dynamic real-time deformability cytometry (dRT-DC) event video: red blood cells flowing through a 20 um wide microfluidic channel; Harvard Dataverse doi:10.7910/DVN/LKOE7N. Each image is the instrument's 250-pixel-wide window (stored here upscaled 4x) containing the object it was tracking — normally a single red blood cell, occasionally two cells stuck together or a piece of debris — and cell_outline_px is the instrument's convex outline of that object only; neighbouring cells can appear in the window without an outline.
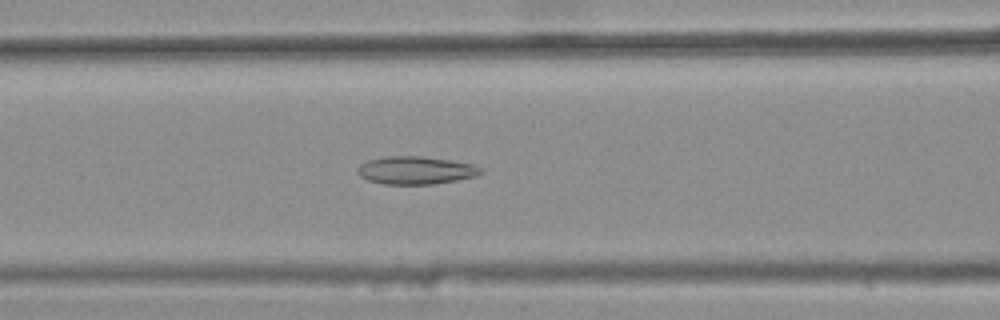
{"species": "common noctule bat (a hibernating species)", "species_latin": "Nyctalus noctula", "temperature_condition": "warm", "stored_images_in_passage": 37, "camera_frame_rate_fps": 3000, "um_per_image_px": 0.085, "animal": {"sex": "female", "body_mass_g": 25.1}, "frame": {"image": 1, "passage_image": 14, "time_ms": 4.333, "image_size_px": [1000, 320], "cell_outline_px": [[484, 172], [476, 176], [436, 184], [384, 184], [368, 180], [360, 176], [356, 172], [356, 168], [360, 164], [368, 160], [384, 156], [420, 156], [448, 160], [472, 164], [480, 168]], "centroid_in_image_um": [35.29, 14.48], "position_along_channel_um": 131.3, "area_um2": 20.0}}
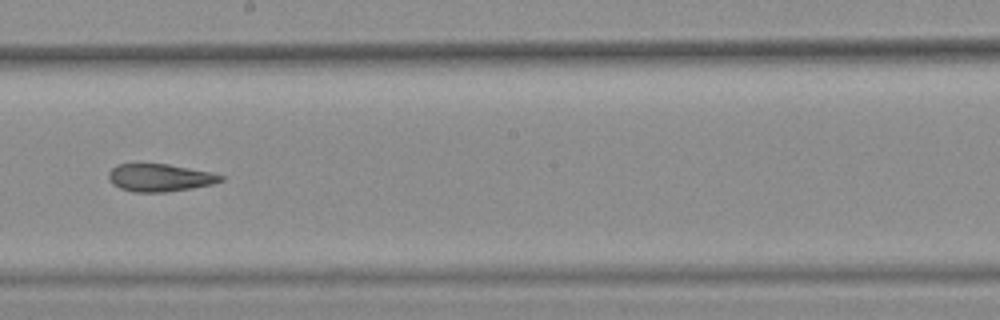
{"frame": {"image": 2, "passage_image": 22, "time_ms": 7.0, "image_size_px": [1000, 320], "cell_outline_px": [[224, 180], [212, 184], [192, 188], [164, 192], [132, 192], [120, 188], [112, 184], [108, 176], [108, 172], [116, 164], [168, 164], [212, 172], [224, 176]], "centroid_in_image_um": [13.58, 15.1], "position_along_channel_um": 234.6, "area_um2": 18.09}}
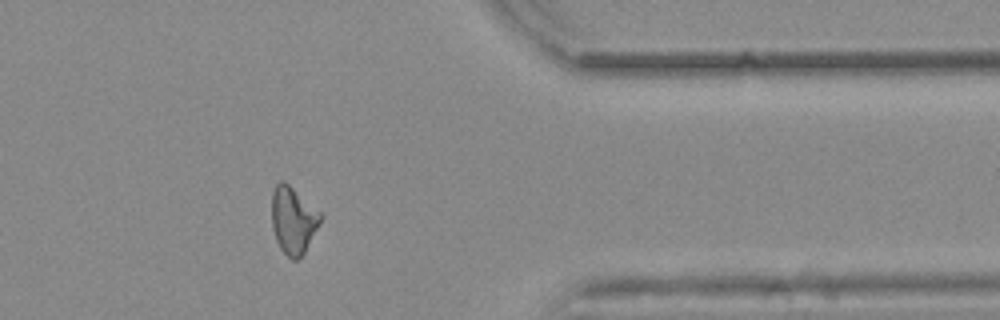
{"frame": {"image": 3, "passage_image": 35, "time_ms": 11.333, "image_size_px": [1000, 320], "cell_outline_px": [[320, 224], [304, 252], [296, 260], [292, 260], [280, 248], [276, 240], [272, 228], [272, 192], [276, 184], [280, 180], [284, 180], [320, 212]], "centroid_in_image_um": [24.89, 18.7], "position_along_channel_um": 386.5, "area_um2": 18.79}, "authors_computed_cell_mechanics": {"area_um2": 19.1318, "velocity_mm_per_s": 3.8855, "shape_relaxation_time_tau1_ms": null, "shape_relaxation_time_tau2_ms": 3.9636, "deformation_change_tau1": null, "deformation_change_tau2": 0.14}}